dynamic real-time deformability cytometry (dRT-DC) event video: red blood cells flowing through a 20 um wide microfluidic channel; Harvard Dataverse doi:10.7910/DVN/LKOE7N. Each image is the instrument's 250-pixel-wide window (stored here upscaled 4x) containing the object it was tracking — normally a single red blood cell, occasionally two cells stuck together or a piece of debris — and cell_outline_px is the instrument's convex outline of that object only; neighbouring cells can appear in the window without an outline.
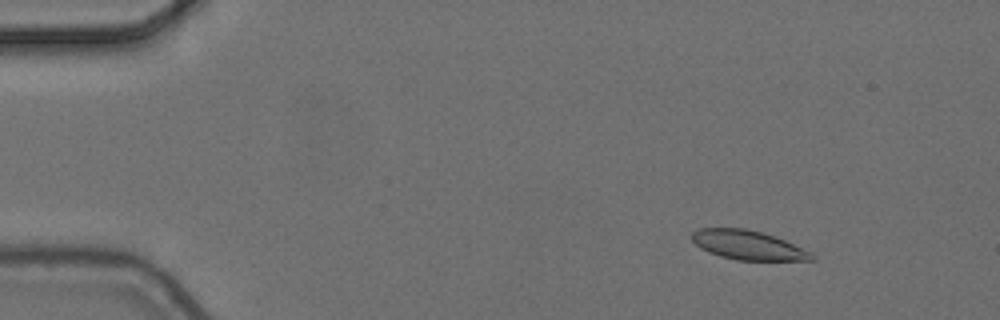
{"species": "common noctule bat (a hibernating species)", "species_latin": "Nyctalus noctula", "temperature_condition": "cold", "stored_images_in_passage": 9, "camera_frame_rate_fps": 3000, "um_per_image_px": 0.085, "animal": {"sex": "female", "body_mass_g": 24.6, "forearm_length_mm": 56.2}, "frame": {"image": 1, "passage_image": 2, "time_ms": 0.333, "image_size_px": [1000, 320], "cell_outline_px": [[816, 260], [736, 260], [720, 256], [708, 252], [700, 248], [692, 240], [692, 232], [700, 228], [748, 228], [764, 232], [776, 236], [812, 252], [816, 256]], "centroid_in_image_um": [63.61, 20.83], "position_along_channel_um": 21.4, "area_um2": 20.63}}
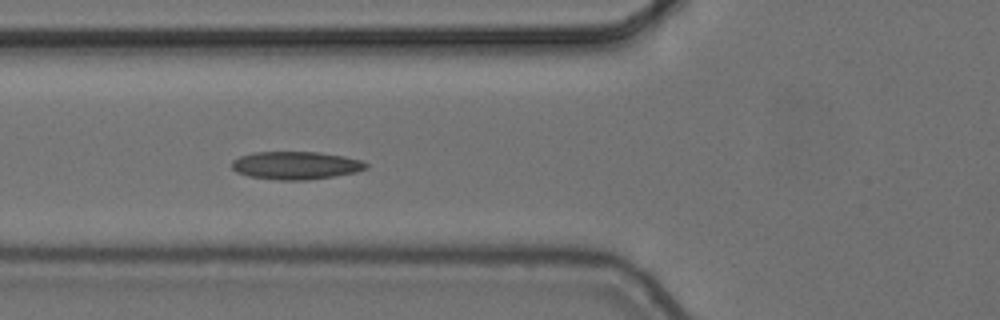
{"frame": {"image": 2, "passage_image": 6, "time_ms": 1.667, "image_size_px": [1000, 320], "cell_outline_px": [[368, 168], [356, 172], [332, 176], [304, 180], [280, 180], [248, 176], [236, 172], [232, 168], [232, 160], [240, 156], [252, 152], [320, 152], [344, 156], [360, 160], [368, 164]], "centroid_in_image_um": [25.13, 14.05], "position_along_channel_um": 100.7, "area_um2": 21.79}}
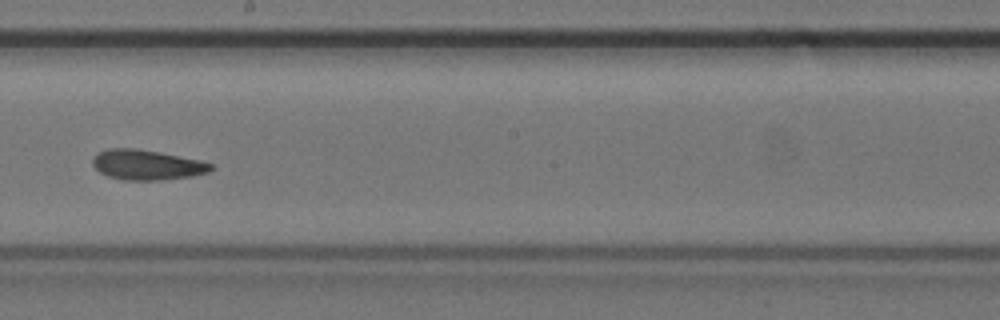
{"frame": {"image": 3, "passage_image": 9, "time_ms": 2.667, "image_size_px": [1000, 320], "cell_outline_px": [[212, 168], [208, 172], [192, 176], [160, 180], [124, 180], [108, 176], [100, 172], [92, 164], [92, 160], [96, 152], [108, 148], [136, 148], [160, 152], [200, 160], [212, 164]], "centroid_in_image_um": [12.45, 14.0], "position_along_channel_um": 235.8, "area_um2": 20.75}}